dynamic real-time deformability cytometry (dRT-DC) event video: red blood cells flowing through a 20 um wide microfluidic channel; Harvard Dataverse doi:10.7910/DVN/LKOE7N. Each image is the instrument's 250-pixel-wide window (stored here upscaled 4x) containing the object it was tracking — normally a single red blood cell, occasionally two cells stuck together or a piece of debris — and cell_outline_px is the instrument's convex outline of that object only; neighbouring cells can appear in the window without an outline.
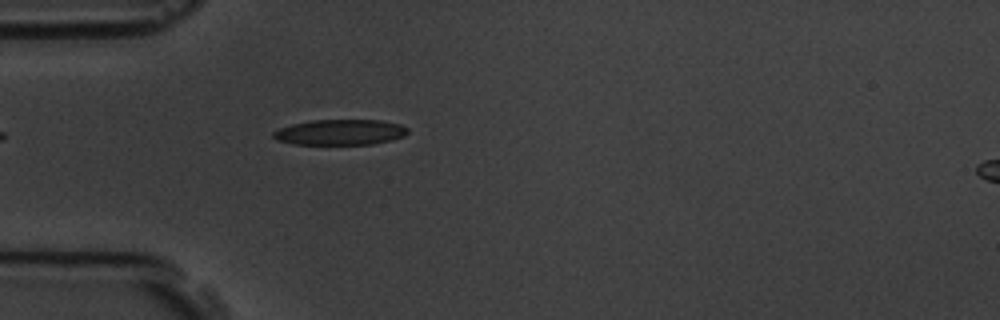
{"species": "common noctule bat (a hibernating species)", "species_latin": "Nyctalus noctula", "temperature_condition": "room temperature", "stored_images_in_passage": 2, "camera_frame_rate_fps": 3000, "um_per_image_px": 0.085, "animal": {"sex": "male", "body_mass_g": 19.5, "forearm_length_mm": 54.6}, "frame": {"image": 1, "passage_image": 2, "time_ms": 1.333, "image_size_px": [1000, 320], "cell_outline_px": [[408, 132], [404, 136], [392, 140], [372, 144], [292, 144], [276, 140], [272, 136], [272, 132], [280, 128], [292, 124], [312, 120], [380, 120], [400, 124], [408, 128]], "centroid_in_image_um": [28.91, 11.24], "position_along_channel_um": 56.1, "area_um2": 20.06}}